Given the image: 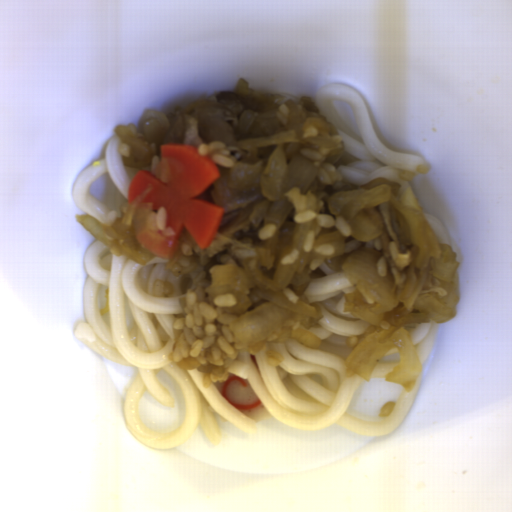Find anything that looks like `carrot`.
<instances>
[{
	"label": "carrot",
	"instance_id": "obj_1",
	"mask_svg": "<svg viewBox=\"0 0 512 512\" xmlns=\"http://www.w3.org/2000/svg\"><path fill=\"white\" fill-rule=\"evenodd\" d=\"M162 181L152 172L138 170L126 192L128 203L142 198L151 209L163 207L166 226L140 233L135 239L150 253L173 257L177 235L184 229L195 244L207 249L214 241L224 216L223 207L199 197L221 175L209 154L184 143L159 145Z\"/></svg>",
	"mask_w": 512,
	"mask_h": 512
}]
</instances>
